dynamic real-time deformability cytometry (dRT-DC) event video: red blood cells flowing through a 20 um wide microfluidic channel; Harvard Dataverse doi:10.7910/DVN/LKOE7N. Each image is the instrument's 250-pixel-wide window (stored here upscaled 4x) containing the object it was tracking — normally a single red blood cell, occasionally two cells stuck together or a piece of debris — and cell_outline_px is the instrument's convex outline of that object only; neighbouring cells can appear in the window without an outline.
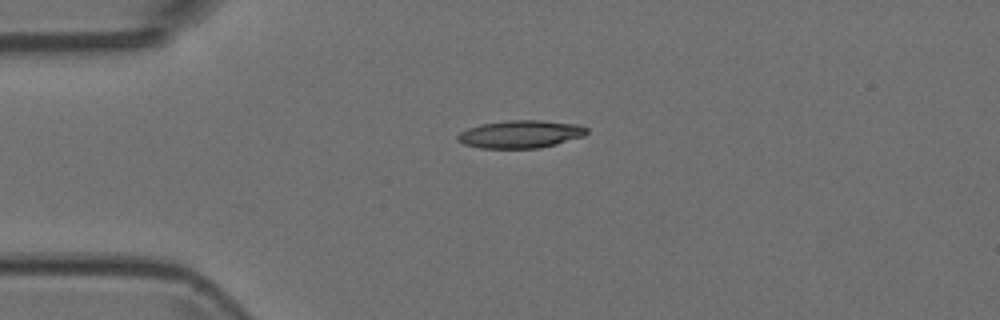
{"species": "Egyptian fruit bat (a non-hibernating species)", "species_latin": "Rousettus aegyptiacus", "temperature_condition": "room temperature", "stored_images_in_passage": 4, "camera_frame_rate_fps": 3000, "um_per_image_px": 0.085, "animal": {"sex": "female"}, "frame": {"image": 1, "passage_image": 3, "time_ms": 0.667, "image_size_px": [1000, 320], "cell_outline_px": [[588, 132], [584, 136], [556, 144], [540, 148], [480, 148], [464, 144], [456, 140], [456, 136], [460, 132], [468, 128], [480, 124], [508, 120], [540, 120], [580, 124], [588, 128]], "centroid_in_image_um": [44.25, 11.4], "position_along_channel_um": 40.7, "area_um2": 21.04}}